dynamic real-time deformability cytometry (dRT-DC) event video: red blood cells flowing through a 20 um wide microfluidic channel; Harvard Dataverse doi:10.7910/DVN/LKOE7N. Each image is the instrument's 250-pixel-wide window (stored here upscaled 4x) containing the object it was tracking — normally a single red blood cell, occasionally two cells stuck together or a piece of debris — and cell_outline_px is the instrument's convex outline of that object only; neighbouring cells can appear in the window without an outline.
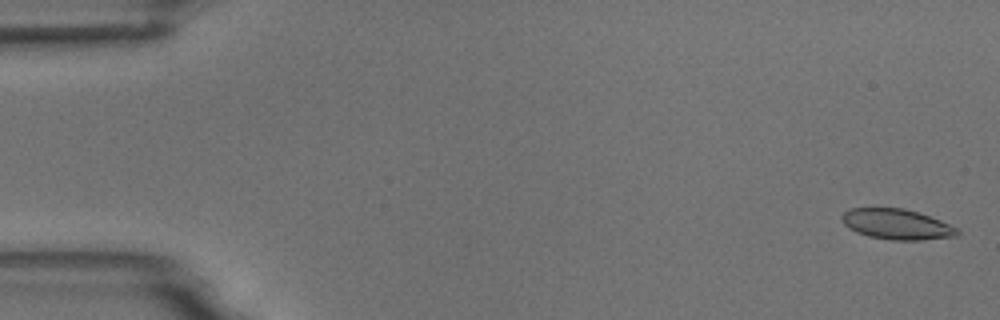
{"species": "common noctule bat (a hibernating species)", "species_latin": "Nyctalus noctula", "temperature_condition": "room temperature", "stored_images_in_passage": 4, "camera_frame_rate_fps": 3000, "um_per_image_px": 0.085, "animal": {"sex": "male", "body_mass_g": 18.8}, "frame": {"image": 1, "passage_image": 1, "time_ms": 0.0, "image_size_px": [1000, 320], "cell_outline_px": [[960, 232], [956, 236], [920, 240], [888, 240], [868, 236], [856, 232], [848, 228], [840, 220], [840, 216], [848, 208], [904, 208], [940, 220], [956, 228]], "centroid_in_image_um": [76.16, 19.06], "position_along_channel_um": 8.8, "area_um2": 20.46}}